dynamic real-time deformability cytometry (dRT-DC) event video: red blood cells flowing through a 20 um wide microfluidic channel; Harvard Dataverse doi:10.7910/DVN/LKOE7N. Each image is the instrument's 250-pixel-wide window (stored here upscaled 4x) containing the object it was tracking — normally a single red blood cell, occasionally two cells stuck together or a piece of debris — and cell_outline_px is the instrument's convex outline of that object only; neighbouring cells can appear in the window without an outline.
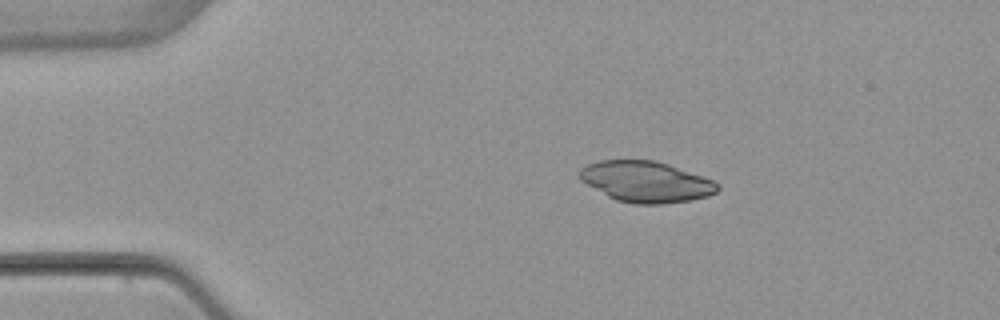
{"species": "common noctule bat (a hibernating species)", "species_latin": "Nyctalus noctula", "temperature_condition": "warm", "stored_images_in_passage": 4, "camera_frame_rate_fps": 3000, "um_per_image_px": 0.085, "animal": {"sex": "female", "body_mass_g": 22.7, "forearm_length_mm": 54.2}, "frame": {"image": 1, "passage_image": 1, "time_ms": 0.0, "image_size_px": [1000, 320], "cell_outline_px": [[720, 188], [716, 192], [708, 196], [692, 200], [660, 204], [636, 204], [616, 200], [608, 196], [580, 180], [576, 176], [580, 168], [588, 164], [600, 160], [656, 160], [704, 176], [720, 184]], "centroid_in_image_um": [54.91, 15.44], "position_along_channel_um": 30.1, "area_um2": 33.06}}